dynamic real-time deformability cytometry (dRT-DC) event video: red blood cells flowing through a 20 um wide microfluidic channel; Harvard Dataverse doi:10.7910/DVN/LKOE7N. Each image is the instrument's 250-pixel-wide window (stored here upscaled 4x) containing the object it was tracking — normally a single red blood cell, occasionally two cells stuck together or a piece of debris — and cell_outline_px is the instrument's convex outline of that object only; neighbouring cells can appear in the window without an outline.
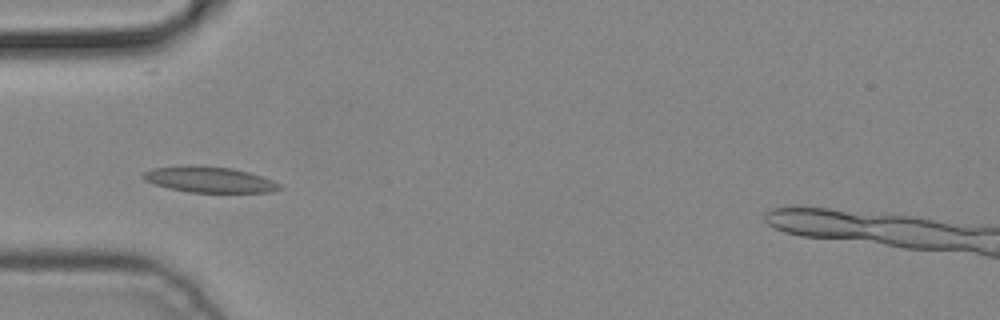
{"species": "common noctule bat (a hibernating species)", "species_latin": "Nyctalus noctula", "temperature_condition": "cold", "stored_images_in_passage": 4, "camera_frame_rate_fps": 3000, "um_per_image_px": 0.085, "animal": {"sex": "male", "body_mass_g": 19.2, "forearm_length_mm": 51.8}, "frame": {"image": 1, "passage_image": 3, "time_ms": 0.667, "image_size_px": [1000, 320], "cell_outline_px": [[284, 188], [272, 192], [188, 192], [168, 188], [144, 180], [140, 176], [144, 172], [152, 168], [232, 168], [248, 172], [272, 180], [280, 184]], "centroid_in_image_um": [17.86, 15.32], "position_along_channel_um": 67.1, "area_um2": 19.48}}
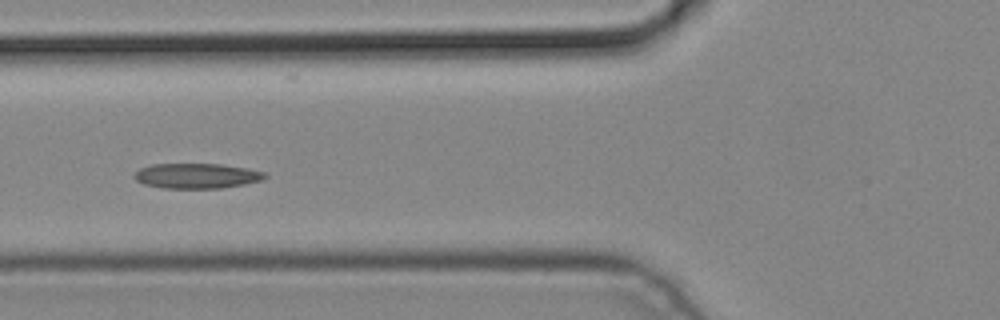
{"frame": {"image": 2, "passage_image": 4, "time_ms": 1.0, "image_size_px": [1000, 320], "cell_outline_px": [[268, 176], [260, 180], [244, 184], [220, 188], [160, 188], [144, 184], [136, 180], [132, 176], [140, 168], [152, 164], [220, 164], [248, 168], [264, 172]], "centroid_in_image_um": [16.69, 14.94], "position_along_channel_um": 109.1, "area_um2": 19.07}}